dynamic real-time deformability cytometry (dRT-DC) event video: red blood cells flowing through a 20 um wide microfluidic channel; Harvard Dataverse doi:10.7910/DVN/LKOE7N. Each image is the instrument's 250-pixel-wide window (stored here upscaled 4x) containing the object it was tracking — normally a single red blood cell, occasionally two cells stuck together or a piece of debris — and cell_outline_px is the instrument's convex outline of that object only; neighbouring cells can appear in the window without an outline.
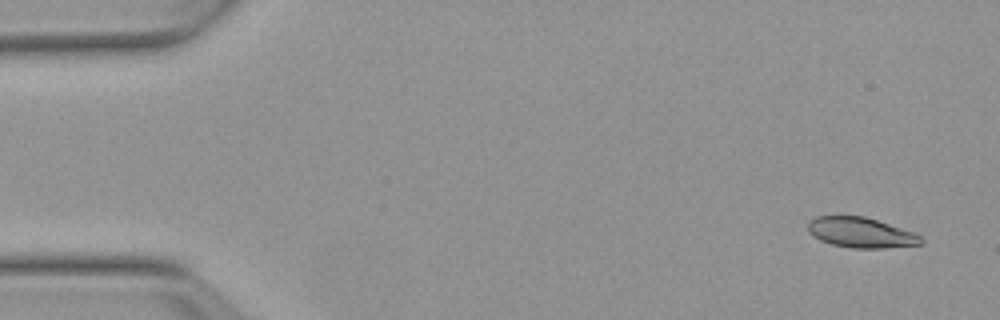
{"species": "Egyptian fruit bat (a non-hibernating species)", "species_latin": "Rousettus aegyptiacus", "temperature_condition": "warm", "stored_images_in_passage": 54, "camera_frame_rate_fps": 3000, "um_per_image_px": 0.085, "animal": {"sex": "female"}, "frame": {"image": 1, "passage_image": 3, "time_ms": 0.667, "image_size_px": [1000, 320], "cell_outline_px": [[924, 244], [884, 248], [852, 248], [832, 244], [820, 240], [812, 236], [808, 232], [808, 224], [816, 216], [864, 216], [912, 232], [920, 236], [924, 240]], "centroid_in_image_um": [73.17, 19.78], "position_along_channel_um": 11.8, "area_um2": 19.77}}
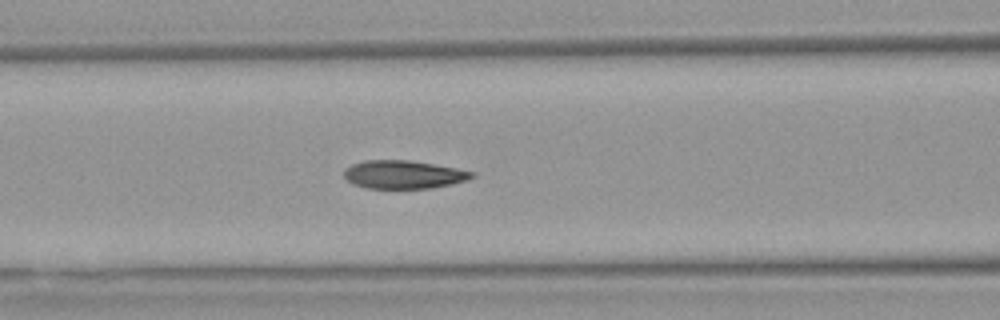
{"frame": {"image": 2, "passage_image": 22, "time_ms": 7.0, "image_size_px": [1000, 320], "cell_outline_px": [[476, 176], [468, 180], [452, 184], [432, 188], [368, 188], [352, 184], [344, 176], [344, 168], [352, 164], [364, 160], [408, 160], [456, 168], [472, 172]], "centroid_in_image_um": [34.28, 14.83], "position_along_channel_um": 132.3, "area_um2": 20.98}}
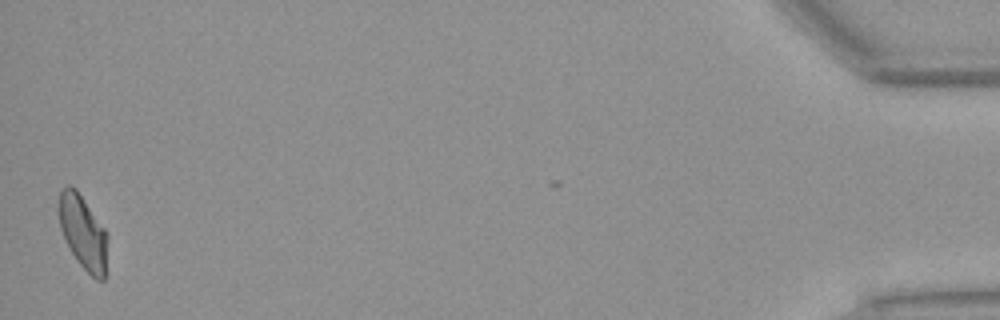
{"frame": {"image": 3, "passage_image": 53, "time_ms": 17.333, "image_size_px": [1000, 320], "cell_outline_px": [[108, 236], [104, 280], [96, 280], [80, 264], [72, 252], [60, 228], [60, 192], [68, 184], [76, 188], [104, 228]], "centroid_in_image_um": [7.09, 19.75], "position_along_channel_um": 428.1, "area_um2": 20.4}, "authors_computed_cell_mechanics": {"area_um2": 21.2126, "velocity_mm_per_s": 3.8021, "shape_relaxation_time_tau1_ms": 8.4844, "shape_relaxation_time_tau2_ms": 1.2801, "deformation_change_tau1": 0.2095, "deformation_change_tau2": 0.0611}}